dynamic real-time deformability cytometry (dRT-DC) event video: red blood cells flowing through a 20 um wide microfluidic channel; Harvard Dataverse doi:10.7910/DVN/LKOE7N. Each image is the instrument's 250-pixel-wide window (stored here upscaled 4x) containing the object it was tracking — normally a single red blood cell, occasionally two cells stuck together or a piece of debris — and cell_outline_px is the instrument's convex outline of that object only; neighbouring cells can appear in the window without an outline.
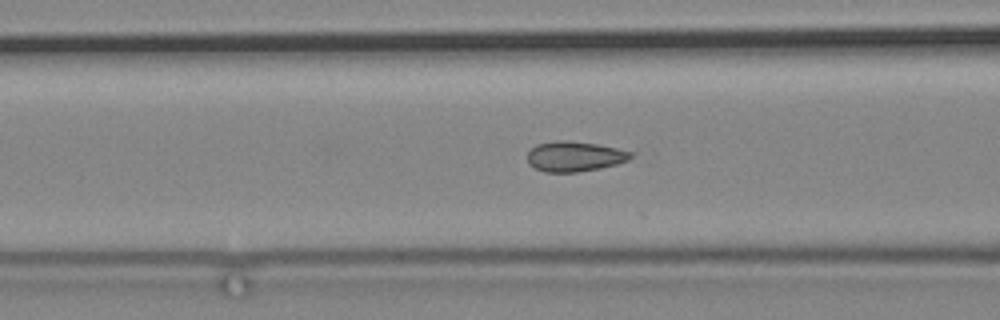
{"species": "common noctule bat (a hibernating species)", "species_latin": "Nyctalus noctula", "temperature_condition": "cold", "stored_images_in_passage": 51, "camera_frame_rate_fps": 3000, "um_per_image_px": 0.085, "animal": {"sex": "male", "body_mass_g": 19.2, "forearm_length_mm": 51.8}, "frame": {"image": 1, "passage_image": 27, "time_ms": 8.667, "image_size_px": [1000, 320], "cell_outline_px": [[636, 152], [628, 160], [616, 164], [600, 168], [576, 172], [544, 172], [528, 164], [528, 152], [536, 144], [556, 140], [568, 140], [600, 144]], "centroid_in_image_um": [48.86, 13.28], "position_along_channel_um": 117.7, "area_um2": 18.38}}
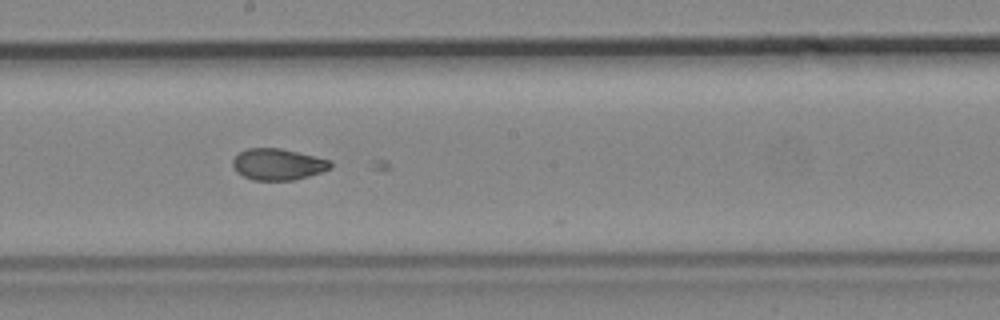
{"frame": {"image": 2, "passage_image": 37, "time_ms": 12.0, "image_size_px": [1000, 320], "cell_outline_px": [[332, 168], [308, 176], [292, 180], [252, 180], [236, 172], [232, 164], [232, 160], [240, 152], [248, 148], [280, 148], [332, 160]], "centroid_in_image_um": [23.63, 13.96], "position_along_channel_um": 224.6, "area_um2": 17.86}}
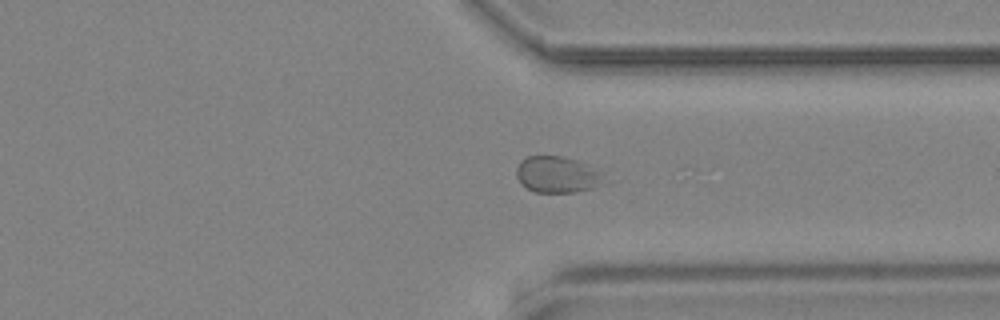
{"frame": {"image": 3, "passage_image": 50, "time_ms": 16.333, "image_size_px": [1000, 320], "cell_outline_px": [[604, 184], [592, 188], [576, 192], [536, 192], [520, 184], [516, 176], [516, 168], [520, 160], [528, 156], [560, 156], [576, 160], [588, 164], [596, 172]], "centroid_in_image_um": [47.28, 14.84], "position_along_channel_um": 364.1, "area_um2": 18.26}}